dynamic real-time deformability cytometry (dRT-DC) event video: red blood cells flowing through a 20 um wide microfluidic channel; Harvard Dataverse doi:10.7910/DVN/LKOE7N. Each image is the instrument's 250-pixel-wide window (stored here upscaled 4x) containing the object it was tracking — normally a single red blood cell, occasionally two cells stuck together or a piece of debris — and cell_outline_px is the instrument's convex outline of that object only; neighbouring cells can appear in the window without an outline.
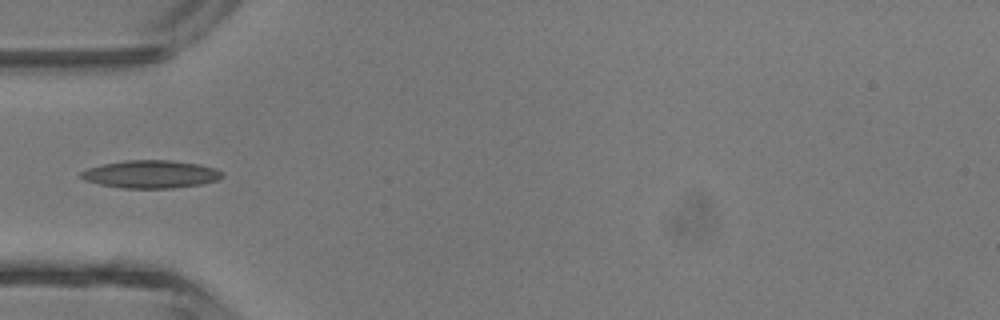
{"species": "common noctule bat (a hibernating species)", "species_latin": "Nyctalus noctula", "temperature_condition": "room temperature", "stored_images_in_passage": 4, "camera_frame_rate_fps": 3000, "um_per_image_px": 0.085, "animal": {"sex": "male", "body_mass_g": 13.3}, "frame": {"image": 1, "passage_image": 3, "time_ms": 2.333, "image_size_px": [1000, 320], "cell_outline_px": [[224, 176], [216, 180], [200, 184], [172, 188], [120, 188], [100, 184], [84, 180], [80, 176], [80, 172], [88, 168], [104, 164], [124, 160], [172, 160], [200, 164], [216, 168], [224, 172]], "centroid_in_image_um": [12.84, 14.8], "position_along_channel_um": 72.2, "area_um2": 22.95}}
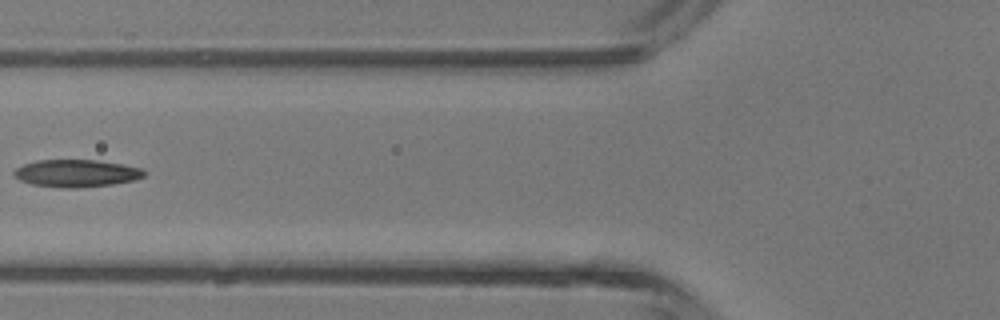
{"frame": {"image": 2, "passage_image": 4, "time_ms": 3.333, "image_size_px": [1000, 320], "cell_outline_px": [[148, 172], [144, 176], [136, 180], [112, 184], [80, 188], [60, 188], [32, 184], [20, 180], [12, 172], [16, 168], [24, 164], [36, 160], [96, 160], [144, 168]], "centroid_in_image_um": [6.53, 14.73], "position_along_channel_um": 119.3, "area_um2": 20.92}}